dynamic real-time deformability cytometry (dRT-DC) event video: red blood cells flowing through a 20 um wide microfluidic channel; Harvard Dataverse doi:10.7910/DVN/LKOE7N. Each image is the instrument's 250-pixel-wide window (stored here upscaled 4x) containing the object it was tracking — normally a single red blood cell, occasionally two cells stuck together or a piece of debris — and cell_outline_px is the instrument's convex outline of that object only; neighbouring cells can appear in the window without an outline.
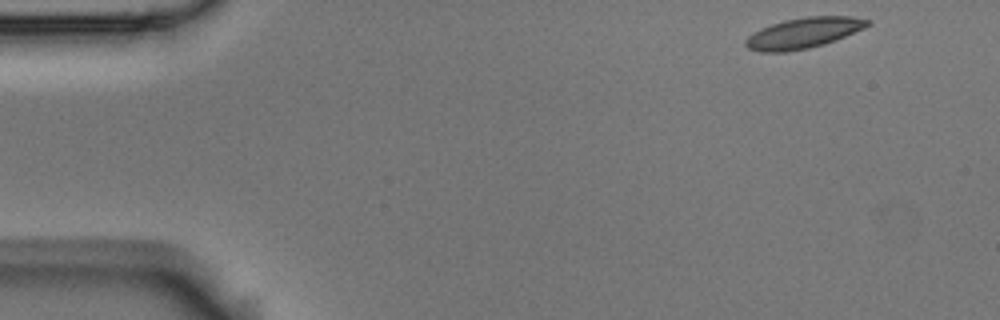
{"species": "Egyptian fruit bat (a non-hibernating species)", "species_latin": "Rousettus aegyptiacus", "temperature_condition": "room temperature", "stored_images_in_passage": 3, "camera_frame_rate_fps": 3000, "um_per_image_px": 0.085, "animal": {"sex": "male"}, "frame": {"image": 1, "passage_image": 1, "time_ms": 0.0, "image_size_px": [1000, 320], "cell_outline_px": [[872, 24], [864, 28], [836, 40], [824, 44], [808, 48], [784, 52], [760, 52], [748, 48], [744, 44], [744, 40], [748, 36], [760, 28], [784, 20], [808, 16], [852, 16], [872, 20]], "centroid_in_image_um": [68.31, 2.8], "position_along_channel_um": 16.7, "area_um2": 21.85}}